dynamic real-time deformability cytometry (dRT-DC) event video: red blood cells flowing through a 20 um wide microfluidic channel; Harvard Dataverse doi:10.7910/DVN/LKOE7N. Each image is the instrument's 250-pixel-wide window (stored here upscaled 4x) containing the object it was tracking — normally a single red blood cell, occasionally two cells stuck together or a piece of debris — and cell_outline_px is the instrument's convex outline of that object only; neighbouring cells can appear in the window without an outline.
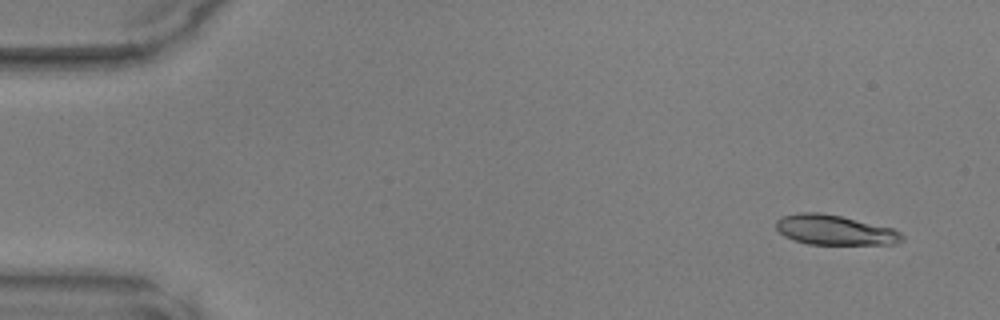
{"species": "common noctule bat (a hibernating species)", "species_latin": "Nyctalus noctula", "temperature_condition": "warm", "stored_images_in_passage": 15, "camera_frame_rate_fps": 3000, "um_per_image_px": 0.085, "animal": {"sex": "male", "body_mass_g": 17.9, "forearm_length_mm": 54.2}, "frame": {"image": 1, "passage_image": 4, "time_ms": 1.0, "image_size_px": [1000, 320], "cell_outline_px": [[904, 240], [896, 244], [808, 244], [792, 240], [784, 236], [776, 228], [776, 220], [780, 216], [800, 212], [816, 212], [840, 216], [892, 228], [900, 232], [904, 236]], "centroid_in_image_um": [70.92, 19.55], "position_along_channel_um": 14.1, "area_um2": 21.96}}
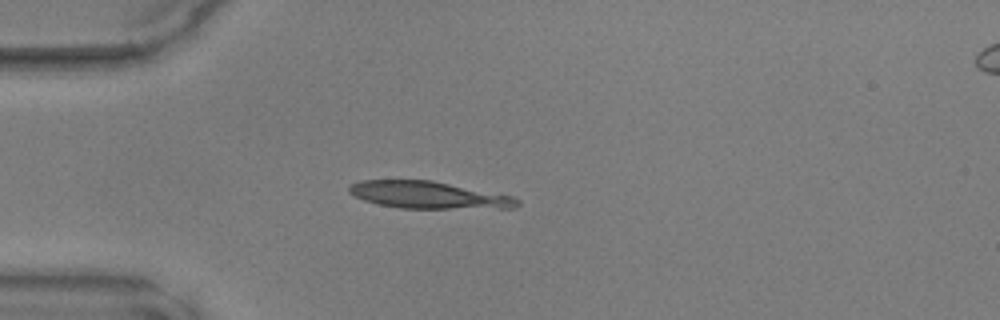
{"frame": {"image": 2, "passage_image": 14, "time_ms": 4.333, "image_size_px": [1000, 320], "cell_outline_px": [[520, 204], [516, 208], [400, 208], [380, 204], [364, 200], [348, 192], [348, 188], [352, 184], [360, 180], [432, 180], [512, 196], [520, 200]], "centroid_in_image_um": [36.45, 16.57], "position_along_channel_um": 48.6, "area_um2": 26.41}}